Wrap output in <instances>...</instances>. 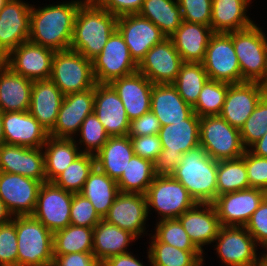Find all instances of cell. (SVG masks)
Returning <instances> with one entry per match:
<instances>
[{"label":"cell","mask_w":267,"mask_h":266,"mask_svg":"<svg viewBox=\"0 0 267 266\" xmlns=\"http://www.w3.org/2000/svg\"><path fill=\"white\" fill-rule=\"evenodd\" d=\"M84 1H64L38 8L33 4L30 13L29 41L54 51L69 50L75 17Z\"/></svg>","instance_id":"obj_1"},{"label":"cell","mask_w":267,"mask_h":266,"mask_svg":"<svg viewBox=\"0 0 267 266\" xmlns=\"http://www.w3.org/2000/svg\"><path fill=\"white\" fill-rule=\"evenodd\" d=\"M117 18L94 0H85L75 17L70 49L93 60L117 29Z\"/></svg>","instance_id":"obj_2"},{"label":"cell","mask_w":267,"mask_h":266,"mask_svg":"<svg viewBox=\"0 0 267 266\" xmlns=\"http://www.w3.org/2000/svg\"><path fill=\"white\" fill-rule=\"evenodd\" d=\"M218 161L200 146L183 153L171 175L179 181L197 203H213L217 198Z\"/></svg>","instance_id":"obj_3"},{"label":"cell","mask_w":267,"mask_h":266,"mask_svg":"<svg viewBox=\"0 0 267 266\" xmlns=\"http://www.w3.org/2000/svg\"><path fill=\"white\" fill-rule=\"evenodd\" d=\"M200 117L193 113L188 119L161 126L158 133L162 151L153 161L155 176H171L183 153L200 145Z\"/></svg>","instance_id":"obj_4"},{"label":"cell","mask_w":267,"mask_h":266,"mask_svg":"<svg viewBox=\"0 0 267 266\" xmlns=\"http://www.w3.org/2000/svg\"><path fill=\"white\" fill-rule=\"evenodd\" d=\"M254 23L232 31L233 46L241 69L242 82H260L267 86V34Z\"/></svg>","instance_id":"obj_5"},{"label":"cell","mask_w":267,"mask_h":266,"mask_svg":"<svg viewBox=\"0 0 267 266\" xmlns=\"http://www.w3.org/2000/svg\"><path fill=\"white\" fill-rule=\"evenodd\" d=\"M17 266H52L53 233L32 215L16 216Z\"/></svg>","instance_id":"obj_6"},{"label":"cell","mask_w":267,"mask_h":266,"mask_svg":"<svg viewBox=\"0 0 267 266\" xmlns=\"http://www.w3.org/2000/svg\"><path fill=\"white\" fill-rule=\"evenodd\" d=\"M199 144L216 161L236 159L246 151L239 129L219 115L200 118Z\"/></svg>","instance_id":"obj_7"},{"label":"cell","mask_w":267,"mask_h":266,"mask_svg":"<svg viewBox=\"0 0 267 266\" xmlns=\"http://www.w3.org/2000/svg\"><path fill=\"white\" fill-rule=\"evenodd\" d=\"M50 79L64 95L86 91L96 84L92 60L71 49L55 51Z\"/></svg>","instance_id":"obj_8"},{"label":"cell","mask_w":267,"mask_h":266,"mask_svg":"<svg viewBox=\"0 0 267 266\" xmlns=\"http://www.w3.org/2000/svg\"><path fill=\"white\" fill-rule=\"evenodd\" d=\"M145 196L148 214L154 209L160 216L158 220L177 219L197 204L187 189L172 176H155Z\"/></svg>","instance_id":"obj_9"},{"label":"cell","mask_w":267,"mask_h":266,"mask_svg":"<svg viewBox=\"0 0 267 266\" xmlns=\"http://www.w3.org/2000/svg\"><path fill=\"white\" fill-rule=\"evenodd\" d=\"M213 243L218 257L226 266L263 264V253L258 255V245L245 227L221 226Z\"/></svg>","instance_id":"obj_10"},{"label":"cell","mask_w":267,"mask_h":266,"mask_svg":"<svg viewBox=\"0 0 267 266\" xmlns=\"http://www.w3.org/2000/svg\"><path fill=\"white\" fill-rule=\"evenodd\" d=\"M92 66L95 82L98 84H110L113 80L138 70V64L131 57L118 29L110 35L101 53L92 60Z\"/></svg>","instance_id":"obj_11"},{"label":"cell","mask_w":267,"mask_h":266,"mask_svg":"<svg viewBox=\"0 0 267 266\" xmlns=\"http://www.w3.org/2000/svg\"><path fill=\"white\" fill-rule=\"evenodd\" d=\"M202 64L211 80L241 83V69L233 46L232 32L214 33L211 36Z\"/></svg>","instance_id":"obj_12"},{"label":"cell","mask_w":267,"mask_h":266,"mask_svg":"<svg viewBox=\"0 0 267 266\" xmlns=\"http://www.w3.org/2000/svg\"><path fill=\"white\" fill-rule=\"evenodd\" d=\"M73 193L65 191L53 182L42 183L32 214L52 233L70 225Z\"/></svg>","instance_id":"obj_13"},{"label":"cell","mask_w":267,"mask_h":266,"mask_svg":"<svg viewBox=\"0 0 267 266\" xmlns=\"http://www.w3.org/2000/svg\"><path fill=\"white\" fill-rule=\"evenodd\" d=\"M267 196V191L247 188L217 196L213 202L221 226L245 227Z\"/></svg>","instance_id":"obj_14"},{"label":"cell","mask_w":267,"mask_h":266,"mask_svg":"<svg viewBox=\"0 0 267 266\" xmlns=\"http://www.w3.org/2000/svg\"><path fill=\"white\" fill-rule=\"evenodd\" d=\"M54 54L53 49L27 41L11 51L4 64L31 81L46 80L51 77Z\"/></svg>","instance_id":"obj_15"},{"label":"cell","mask_w":267,"mask_h":266,"mask_svg":"<svg viewBox=\"0 0 267 266\" xmlns=\"http://www.w3.org/2000/svg\"><path fill=\"white\" fill-rule=\"evenodd\" d=\"M117 29L122 34L130 55L137 64L153 46L167 38L160 28L138 13L119 16Z\"/></svg>","instance_id":"obj_16"},{"label":"cell","mask_w":267,"mask_h":266,"mask_svg":"<svg viewBox=\"0 0 267 266\" xmlns=\"http://www.w3.org/2000/svg\"><path fill=\"white\" fill-rule=\"evenodd\" d=\"M32 4L8 0L0 11V54L5 58L21 43L29 41Z\"/></svg>","instance_id":"obj_17"},{"label":"cell","mask_w":267,"mask_h":266,"mask_svg":"<svg viewBox=\"0 0 267 266\" xmlns=\"http://www.w3.org/2000/svg\"><path fill=\"white\" fill-rule=\"evenodd\" d=\"M266 93L267 86L260 82L230 84L219 116L240 130Z\"/></svg>","instance_id":"obj_18"},{"label":"cell","mask_w":267,"mask_h":266,"mask_svg":"<svg viewBox=\"0 0 267 266\" xmlns=\"http://www.w3.org/2000/svg\"><path fill=\"white\" fill-rule=\"evenodd\" d=\"M41 185L29 177L0 172V199L13 216L32 215Z\"/></svg>","instance_id":"obj_19"},{"label":"cell","mask_w":267,"mask_h":266,"mask_svg":"<svg viewBox=\"0 0 267 266\" xmlns=\"http://www.w3.org/2000/svg\"><path fill=\"white\" fill-rule=\"evenodd\" d=\"M182 58L170 38L153 46L138 64V72L153 84H172L178 76Z\"/></svg>","instance_id":"obj_20"},{"label":"cell","mask_w":267,"mask_h":266,"mask_svg":"<svg viewBox=\"0 0 267 266\" xmlns=\"http://www.w3.org/2000/svg\"><path fill=\"white\" fill-rule=\"evenodd\" d=\"M148 217L147 200L144 194L120 192L103 220L129 231L139 239L146 233L145 225Z\"/></svg>","instance_id":"obj_21"},{"label":"cell","mask_w":267,"mask_h":266,"mask_svg":"<svg viewBox=\"0 0 267 266\" xmlns=\"http://www.w3.org/2000/svg\"><path fill=\"white\" fill-rule=\"evenodd\" d=\"M94 87L86 91L64 95L58 118L50 136L76 139L84 119L93 113ZM75 136V137H74Z\"/></svg>","instance_id":"obj_22"},{"label":"cell","mask_w":267,"mask_h":266,"mask_svg":"<svg viewBox=\"0 0 267 266\" xmlns=\"http://www.w3.org/2000/svg\"><path fill=\"white\" fill-rule=\"evenodd\" d=\"M93 112L109 137L129 134L130 120L121 99L110 84H95Z\"/></svg>","instance_id":"obj_23"},{"label":"cell","mask_w":267,"mask_h":266,"mask_svg":"<svg viewBox=\"0 0 267 266\" xmlns=\"http://www.w3.org/2000/svg\"><path fill=\"white\" fill-rule=\"evenodd\" d=\"M0 172L19 174L47 182L44 153L41 148L2 144L0 146Z\"/></svg>","instance_id":"obj_24"},{"label":"cell","mask_w":267,"mask_h":266,"mask_svg":"<svg viewBox=\"0 0 267 266\" xmlns=\"http://www.w3.org/2000/svg\"><path fill=\"white\" fill-rule=\"evenodd\" d=\"M177 219L202 253L205 251L204 245H212L221 227L213 203H197Z\"/></svg>","instance_id":"obj_25"},{"label":"cell","mask_w":267,"mask_h":266,"mask_svg":"<svg viewBox=\"0 0 267 266\" xmlns=\"http://www.w3.org/2000/svg\"><path fill=\"white\" fill-rule=\"evenodd\" d=\"M2 125L5 143L30 148H41L49 133L28 111L3 112Z\"/></svg>","instance_id":"obj_26"},{"label":"cell","mask_w":267,"mask_h":266,"mask_svg":"<svg viewBox=\"0 0 267 266\" xmlns=\"http://www.w3.org/2000/svg\"><path fill=\"white\" fill-rule=\"evenodd\" d=\"M110 85L121 99L130 122L150 111L153 83L138 71L113 80Z\"/></svg>","instance_id":"obj_27"},{"label":"cell","mask_w":267,"mask_h":266,"mask_svg":"<svg viewBox=\"0 0 267 266\" xmlns=\"http://www.w3.org/2000/svg\"><path fill=\"white\" fill-rule=\"evenodd\" d=\"M64 94L51 79L33 81L28 112L50 133L56 125Z\"/></svg>","instance_id":"obj_28"},{"label":"cell","mask_w":267,"mask_h":266,"mask_svg":"<svg viewBox=\"0 0 267 266\" xmlns=\"http://www.w3.org/2000/svg\"><path fill=\"white\" fill-rule=\"evenodd\" d=\"M150 110L159 120L161 126L182 122L193 113L172 84H154L151 93Z\"/></svg>","instance_id":"obj_29"},{"label":"cell","mask_w":267,"mask_h":266,"mask_svg":"<svg viewBox=\"0 0 267 266\" xmlns=\"http://www.w3.org/2000/svg\"><path fill=\"white\" fill-rule=\"evenodd\" d=\"M213 34L210 26L182 21L169 38L183 62L202 63Z\"/></svg>","instance_id":"obj_30"},{"label":"cell","mask_w":267,"mask_h":266,"mask_svg":"<svg viewBox=\"0 0 267 266\" xmlns=\"http://www.w3.org/2000/svg\"><path fill=\"white\" fill-rule=\"evenodd\" d=\"M33 81L13 72L3 63L0 67V110L28 111Z\"/></svg>","instance_id":"obj_31"},{"label":"cell","mask_w":267,"mask_h":266,"mask_svg":"<svg viewBox=\"0 0 267 266\" xmlns=\"http://www.w3.org/2000/svg\"><path fill=\"white\" fill-rule=\"evenodd\" d=\"M249 0H212L210 27L214 33H229L251 27L255 21L247 15Z\"/></svg>","instance_id":"obj_32"},{"label":"cell","mask_w":267,"mask_h":266,"mask_svg":"<svg viewBox=\"0 0 267 266\" xmlns=\"http://www.w3.org/2000/svg\"><path fill=\"white\" fill-rule=\"evenodd\" d=\"M133 155V145L128 135L109 137L94 155L95 165L111 179L118 181Z\"/></svg>","instance_id":"obj_33"},{"label":"cell","mask_w":267,"mask_h":266,"mask_svg":"<svg viewBox=\"0 0 267 266\" xmlns=\"http://www.w3.org/2000/svg\"><path fill=\"white\" fill-rule=\"evenodd\" d=\"M137 238L129 231L101 220L93 231V255L101 264L106 259L129 253V244Z\"/></svg>","instance_id":"obj_34"},{"label":"cell","mask_w":267,"mask_h":266,"mask_svg":"<svg viewBox=\"0 0 267 266\" xmlns=\"http://www.w3.org/2000/svg\"><path fill=\"white\" fill-rule=\"evenodd\" d=\"M42 149L47 182H52L82 154L75 139L56 138L50 135Z\"/></svg>","instance_id":"obj_35"},{"label":"cell","mask_w":267,"mask_h":266,"mask_svg":"<svg viewBox=\"0 0 267 266\" xmlns=\"http://www.w3.org/2000/svg\"><path fill=\"white\" fill-rule=\"evenodd\" d=\"M120 193L117 181L98 169L90 172L80 192L93 204L98 215L103 219Z\"/></svg>","instance_id":"obj_36"},{"label":"cell","mask_w":267,"mask_h":266,"mask_svg":"<svg viewBox=\"0 0 267 266\" xmlns=\"http://www.w3.org/2000/svg\"><path fill=\"white\" fill-rule=\"evenodd\" d=\"M138 14L153 22L167 38L182 23L177 0H144Z\"/></svg>","instance_id":"obj_37"},{"label":"cell","mask_w":267,"mask_h":266,"mask_svg":"<svg viewBox=\"0 0 267 266\" xmlns=\"http://www.w3.org/2000/svg\"><path fill=\"white\" fill-rule=\"evenodd\" d=\"M150 235L151 243L149 242L147 258L151 266H195L205 258V253L201 251L180 250L160 242L152 233Z\"/></svg>","instance_id":"obj_38"},{"label":"cell","mask_w":267,"mask_h":266,"mask_svg":"<svg viewBox=\"0 0 267 266\" xmlns=\"http://www.w3.org/2000/svg\"><path fill=\"white\" fill-rule=\"evenodd\" d=\"M154 177L153 162L133 155L128 166L117 181V185L122 193L145 195Z\"/></svg>","instance_id":"obj_39"},{"label":"cell","mask_w":267,"mask_h":266,"mask_svg":"<svg viewBox=\"0 0 267 266\" xmlns=\"http://www.w3.org/2000/svg\"><path fill=\"white\" fill-rule=\"evenodd\" d=\"M94 228L68 225L53 233V255L93 252Z\"/></svg>","instance_id":"obj_40"},{"label":"cell","mask_w":267,"mask_h":266,"mask_svg":"<svg viewBox=\"0 0 267 266\" xmlns=\"http://www.w3.org/2000/svg\"><path fill=\"white\" fill-rule=\"evenodd\" d=\"M208 79L202 63L183 62L172 85L177 89L182 99L193 107Z\"/></svg>","instance_id":"obj_41"},{"label":"cell","mask_w":267,"mask_h":266,"mask_svg":"<svg viewBox=\"0 0 267 266\" xmlns=\"http://www.w3.org/2000/svg\"><path fill=\"white\" fill-rule=\"evenodd\" d=\"M249 188L245 152L242 157L218 161L217 196Z\"/></svg>","instance_id":"obj_42"},{"label":"cell","mask_w":267,"mask_h":266,"mask_svg":"<svg viewBox=\"0 0 267 266\" xmlns=\"http://www.w3.org/2000/svg\"><path fill=\"white\" fill-rule=\"evenodd\" d=\"M95 166V156L82 153L52 182L65 191L80 193Z\"/></svg>","instance_id":"obj_43"},{"label":"cell","mask_w":267,"mask_h":266,"mask_svg":"<svg viewBox=\"0 0 267 266\" xmlns=\"http://www.w3.org/2000/svg\"><path fill=\"white\" fill-rule=\"evenodd\" d=\"M229 83L208 79L193 106L198 117L220 115L225 102Z\"/></svg>","instance_id":"obj_44"},{"label":"cell","mask_w":267,"mask_h":266,"mask_svg":"<svg viewBox=\"0 0 267 266\" xmlns=\"http://www.w3.org/2000/svg\"><path fill=\"white\" fill-rule=\"evenodd\" d=\"M78 136L80 138L78 141L75 139V142L79 148L83 147L80 149L81 153L91 155H95L109 139L103 124L94 112L84 119Z\"/></svg>","instance_id":"obj_45"},{"label":"cell","mask_w":267,"mask_h":266,"mask_svg":"<svg viewBox=\"0 0 267 266\" xmlns=\"http://www.w3.org/2000/svg\"><path fill=\"white\" fill-rule=\"evenodd\" d=\"M154 236L162 243L169 244L180 250L200 251L191 241L178 219L159 220L155 225Z\"/></svg>","instance_id":"obj_46"},{"label":"cell","mask_w":267,"mask_h":266,"mask_svg":"<svg viewBox=\"0 0 267 266\" xmlns=\"http://www.w3.org/2000/svg\"><path fill=\"white\" fill-rule=\"evenodd\" d=\"M243 146L248 149L267 132V93L239 130Z\"/></svg>","instance_id":"obj_47"},{"label":"cell","mask_w":267,"mask_h":266,"mask_svg":"<svg viewBox=\"0 0 267 266\" xmlns=\"http://www.w3.org/2000/svg\"><path fill=\"white\" fill-rule=\"evenodd\" d=\"M101 220L90 200L80 193L73 194L70 210L71 225L94 228Z\"/></svg>","instance_id":"obj_48"},{"label":"cell","mask_w":267,"mask_h":266,"mask_svg":"<svg viewBox=\"0 0 267 266\" xmlns=\"http://www.w3.org/2000/svg\"><path fill=\"white\" fill-rule=\"evenodd\" d=\"M16 216L0 225V266H17Z\"/></svg>","instance_id":"obj_49"},{"label":"cell","mask_w":267,"mask_h":266,"mask_svg":"<svg viewBox=\"0 0 267 266\" xmlns=\"http://www.w3.org/2000/svg\"><path fill=\"white\" fill-rule=\"evenodd\" d=\"M182 21L210 26L212 0H177Z\"/></svg>","instance_id":"obj_50"},{"label":"cell","mask_w":267,"mask_h":266,"mask_svg":"<svg viewBox=\"0 0 267 266\" xmlns=\"http://www.w3.org/2000/svg\"><path fill=\"white\" fill-rule=\"evenodd\" d=\"M245 166L249 188H259L267 191V158L256 156L246 149Z\"/></svg>","instance_id":"obj_51"},{"label":"cell","mask_w":267,"mask_h":266,"mask_svg":"<svg viewBox=\"0 0 267 266\" xmlns=\"http://www.w3.org/2000/svg\"><path fill=\"white\" fill-rule=\"evenodd\" d=\"M256 244L267 250V196L245 225Z\"/></svg>","instance_id":"obj_52"},{"label":"cell","mask_w":267,"mask_h":266,"mask_svg":"<svg viewBox=\"0 0 267 266\" xmlns=\"http://www.w3.org/2000/svg\"><path fill=\"white\" fill-rule=\"evenodd\" d=\"M129 137L133 145L134 155L136 156L153 162L162 151V144L158 134Z\"/></svg>","instance_id":"obj_53"},{"label":"cell","mask_w":267,"mask_h":266,"mask_svg":"<svg viewBox=\"0 0 267 266\" xmlns=\"http://www.w3.org/2000/svg\"><path fill=\"white\" fill-rule=\"evenodd\" d=\"M161 129V124L154 113L150 110L139 118L130 122L128 136L156 135Z\"/></svg>","instance_id":"obj_54"},{"label":"cell","mask_w":267,"mask_h":266,"mask_svg":"<svg viewBox=\"0 0 267 266\" xmlns=\"http://www.w3.org/2000/svg\"><path fill=\"white\" fill-rule=\"evenodd\" d=\"M100 7L119 17L136 14L142 7L144 0H94Z\"/></svg>","instance_id":"obj_55"},{"label":"cell","mask_w":267,"mask_h":266,"mask_svg":"<svg viewBox=\"0 0 267 266\" xmlns=\"http://www.w3.org/2000/svg\"><path fill=\"white\" fill-rule=\"evenodd\" d=\"M93 252H76L64 255H53L52 266H100Z\"/></svg>","instance_id":"obj_56"},{"label":"cell","mask_w":267,"mask_h":266,"mask_svg":"<svg viewBox=\"0 0 267 266\" xmlns=\"http://www.w3.org/2000/svg\"><path fill=\"white\" fill-rule=\"evenodd\" d=\"M130 251L126 254L112 256L101 263V266H145L139 258Z\"/></svg>","instance_id":"obj_57"},{"label":"cell","mask_w":267,"mask_h":266,"mask_svg":"<svg viewBox=\"0 0 267 266\" xmlns=\"http://www.w3.org/2000/svg\"><path fill=\"white\" fill-rule=\"evenodd\" d=\"M248 150L256 156L267 158V132L252 144Z\"/></svg>","instance_id":"obj_58"},{"label":"cell","mask_w":267,"mask_h":266,"mask_svg":"<svg viewBox=\"0 0 267 266\" xmlns=\"http://www.w3.org/2000/svg\"><path fill=\"white\" fill-rule=\"evenodd\" d=\"M13 217L4 202L0 199V225L8 223Z\"/></svg>","instance_id":"obj_59"},{"label":"cell","mask_w":267,"mask_h":266,"mask_svg":"<svg viewBox=\"0 0 267 266\" xmlns=\"http://www.w3.org/2000/svg\"><path fill=\"white\" fill-rule=\"evenodd\" d=\"M2 115L3 112L0 110V146L5 143L3 125H2Z\"/></svg>","instance_id":"obj_60"},{"label":"cell","mask_w":267,"mask_h":266,"mask_svg":"<svg viewBox=\"0 0 267 266\" xmlns=\"http://www.w3.org/2000/svg\"><path fill=\"white\" fill-rule=\"evenodd\" d=\"M264 252H263V265L267 266V250H265Z\"/></svg>","instance_id":"obj_61"},{"label":"cell","mask_w":267,"mask_h":266,"mask_svg":"<svg viewBox=\"0 0 267 266\" xmlns=\"http://www.w3.org/2000/svg\"><path fill=\"white\" fill-rule=\"evenodd\" d=\"M8 2V0H0V11L4 7V5Z\"/></svg>","instance_id":"obj_62"},{"label":"cell","mask_w":267,"mask_h":266,"mask_svg":"<svg viewBox=\"0 0 267 266\" xmlns=\"http://www.w3.org/2000/svg\"><path fill=\"white\" fill-rule=\"evenodd\" d=\"M204 258L203 259H201L195 266H204L203 264H205L204 263Z\"/></svg>","instance_id":"obj_63"},{"label":"cell","mask_w":267,"mask_h":266,"mask_svg":"<svg viewBox=\"0 0 267 266\" xmlns=\"http://www.w3.org/2000/svg\"><path fill=\"white\" fill-rule=\"evenodd\" d=\"M4 63V57H0V67L3 65Z\"/></svg>","instance_id":"obj_64"}]
</instances>
